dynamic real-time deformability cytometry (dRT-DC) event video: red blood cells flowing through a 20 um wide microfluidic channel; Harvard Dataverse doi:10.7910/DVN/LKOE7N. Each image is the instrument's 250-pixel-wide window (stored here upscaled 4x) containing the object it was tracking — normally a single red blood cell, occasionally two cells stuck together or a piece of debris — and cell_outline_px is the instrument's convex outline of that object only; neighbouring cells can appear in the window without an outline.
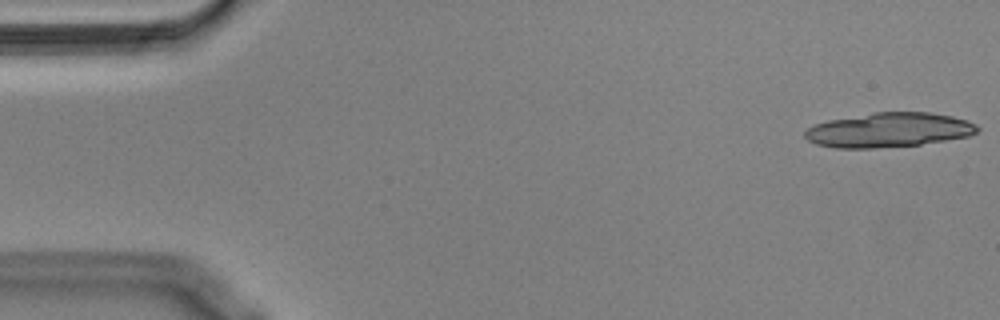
{"species": "Egyptian fruit bat (a non-hibernating species)", "species_latin": "Rousettus aegyptiacus", "temperature_condition": "cold", "stored_images_in_passage": 20, "camera_frame_rate_fps": 3000, "um_per_image_px": 0.085, "animal": {"sex": "male"}, "frame": {"image": 1, "passage_image": 1, "time_ms": 0.0, "image_size_px": [1000, 320], "cell_outline_px": [[980, 128], [976, 132], [968, 136], [920, 144], [872, 148], [832, 148], [816, 144], [808, 140], [804, 136], [804, 132], [808, 128], [816, 124], [828, 120], [876, 112], [932, 112], [952, 116], [968, 120], [976, 124]], "centroid_in_image_um": [75.55, 11.04], "position_along_channel_um": 9.5, "area_um2": 34.56}}